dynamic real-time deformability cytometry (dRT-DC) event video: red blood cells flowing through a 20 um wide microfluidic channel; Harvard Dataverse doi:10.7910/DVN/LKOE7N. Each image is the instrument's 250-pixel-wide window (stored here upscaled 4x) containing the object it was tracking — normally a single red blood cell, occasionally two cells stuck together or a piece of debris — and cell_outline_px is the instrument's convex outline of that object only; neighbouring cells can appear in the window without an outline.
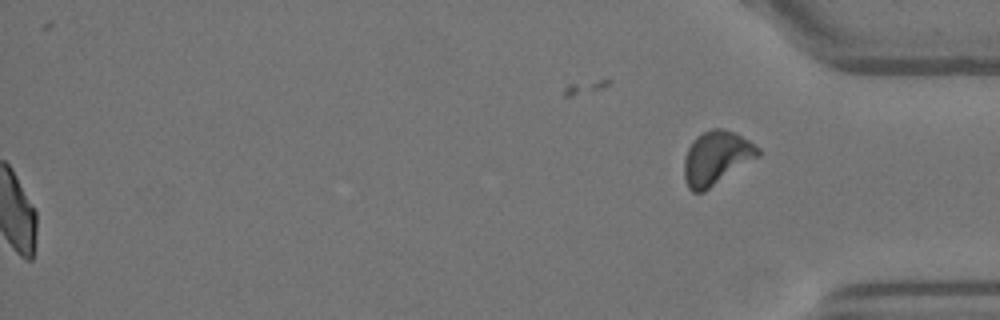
{"species": "Egyptian fruit bat (a non-hibernating species)", "species_latin": "Rousettus aegyptiacus", "temperature_condition": "warm", "stored_images_in_passage": 54, "segment_of_instrument_passage": [2, 2], "camera_frame_rate_fps": 3000, "um_per_image_px": 0.085, "animal": {"sex": "female"}, "frame": {"image": 1, "passage_image": 54, "time_ms": 17.667, "image_size_px": [1000, 320], "cell_outline_px": [[760, 156], [704, 192], [692, 192], [688, 188], [684, 176], [684, 160], [688, 148], [696, 136], [712, 128], [720, 128], [736, 132], [760, 148]], "centroid_in_image_um": [60.9, 13.42], "position_along_channel_um": 374.3, "area_um2": 23.18}}